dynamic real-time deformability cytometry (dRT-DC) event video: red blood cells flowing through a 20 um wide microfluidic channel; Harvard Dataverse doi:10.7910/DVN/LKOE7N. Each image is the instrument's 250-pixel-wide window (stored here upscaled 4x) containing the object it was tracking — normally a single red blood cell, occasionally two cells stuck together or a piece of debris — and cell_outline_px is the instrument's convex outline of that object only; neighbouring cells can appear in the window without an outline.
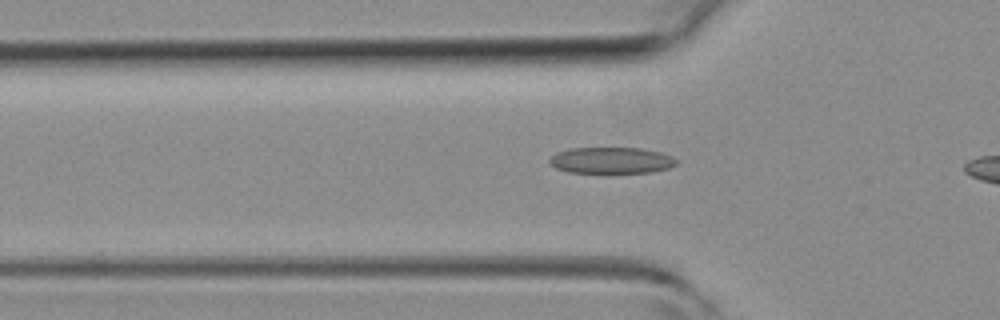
{"species": "common noctule bat (a hibernating species)", "species_latin": "Nyctalus noctula", "temperature_condition": "room temperature", "stored_images_in_passage": 31, "camera_frame_rate_fps": 3000, "um_per_image_px": 0.085, "animal": {"sex": "female", "body_mass_g": 19.3, "forearm_length_mm": 54.1}, "frame": {"image": 1, "passage_image": 9, "time_ms": 2.667, "image_size_px": [1000, 320], "cell_outline_px": [[676, 164], [668, 168], [652, 172], [568, 172], [556, 168], [548, 164], [548, 160], [552, 156], [560, 152], [572, 148], [640, 148], [660, 152], [672, 156], [676, 160]], "centroid_in_image_um": [51.95, 13.63], "position_along_channel_um": 73.8, "area_um2": 19.19}}
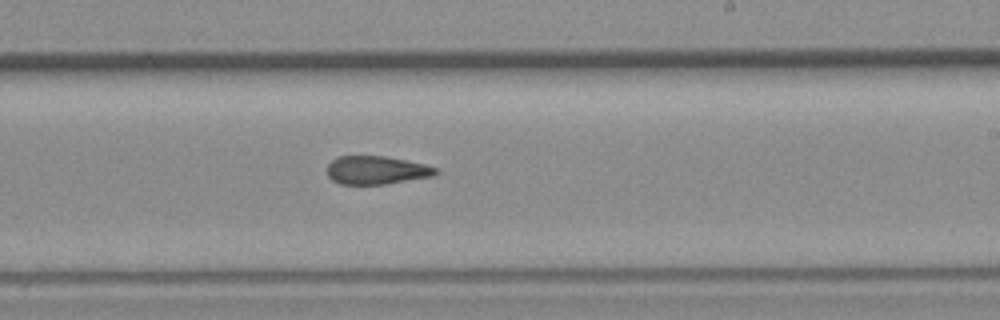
{"frame": {"image": 2, "passage_image": 21, "time_ms": 6.667, "image_size_px": [1000, 320], "cell_outline_px": [[440, 172], [436, 176], [384, 184], [340, 184], [332, 180], [328, 176], [328, 164], [332, 160], [340, 156], [384, 156], [424, 164], [436, 168]], "centroid_in_image_um": [32.02, 14.47], "position_along_channel_um": 257.0, "area_um2": 17.86}}
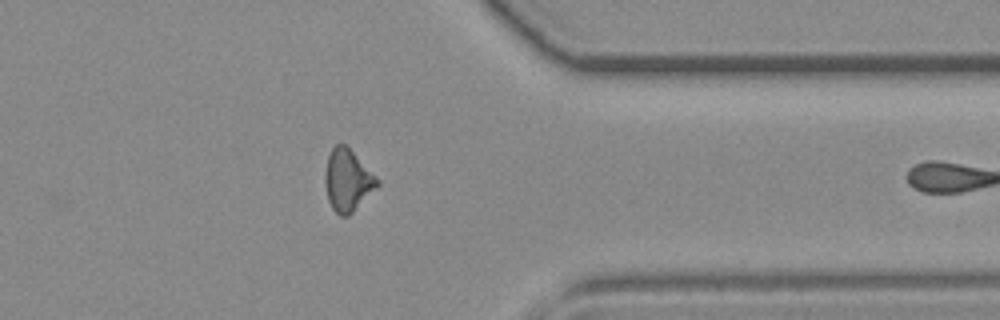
{"frame": {"image": 3, "passage_image": 30, "time_ms": 9.667, "image_size_px": [1000, 320], "cell_outline_px": [[380, 184], [348, 216], [340, 216], [332, 208], [328, 200], [324, 184], [324, 176], [328, 156], [332, 148], [336, 144], [344, 144], [380, 180]], "centroid_in_image_um": [29.53, 15.34], "position_along_channel_um": 381.9, "area_um2": 18.55}}